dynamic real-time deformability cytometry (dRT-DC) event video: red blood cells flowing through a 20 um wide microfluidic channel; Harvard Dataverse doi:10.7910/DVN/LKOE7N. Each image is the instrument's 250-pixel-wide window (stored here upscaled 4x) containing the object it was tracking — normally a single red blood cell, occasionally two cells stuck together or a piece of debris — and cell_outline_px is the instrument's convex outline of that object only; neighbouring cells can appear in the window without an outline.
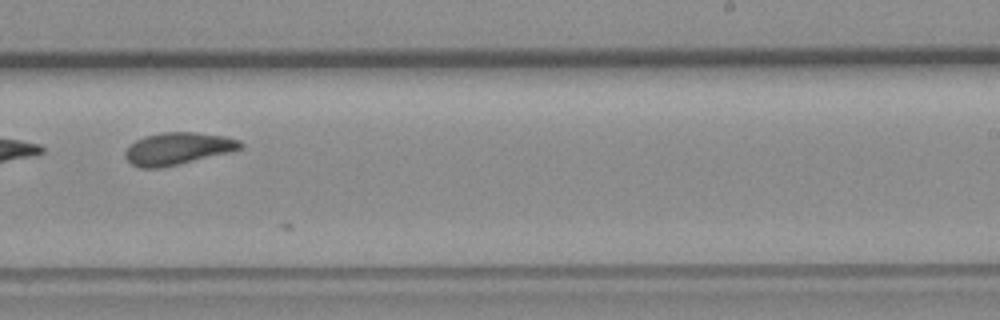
{"species": "common noctule bat (a hibernating species)", "species_latin": "Nyctalus noctula", "temperature_condition": "room temperature", "stored_images_in_passage": 9, "camera_frame_rate_fps": 3000, "um_per_image_px": 0.085, "animal": {"sex": "female", "body_mass_g": 19.3, "forearm_length_mm": 54.1}, "frame": {"image": 1, "passage_image": 9, "time_ms": 2.667, "image_size_px": [1000, 320], "cell_outline_px": [[244, 148], [232, 152], [180, 164], [160, 168], [140, 168], [132, 164], [124, 156], [124, 152], [136, 140], [144, 136], [160, 132], [192, 132], [224, 136], [240, 140], [244, 144]], "centroid_in_image_um": [15.15, 12.63], "position_along_channel_um": 273.9, "area_um2": 21.79}}